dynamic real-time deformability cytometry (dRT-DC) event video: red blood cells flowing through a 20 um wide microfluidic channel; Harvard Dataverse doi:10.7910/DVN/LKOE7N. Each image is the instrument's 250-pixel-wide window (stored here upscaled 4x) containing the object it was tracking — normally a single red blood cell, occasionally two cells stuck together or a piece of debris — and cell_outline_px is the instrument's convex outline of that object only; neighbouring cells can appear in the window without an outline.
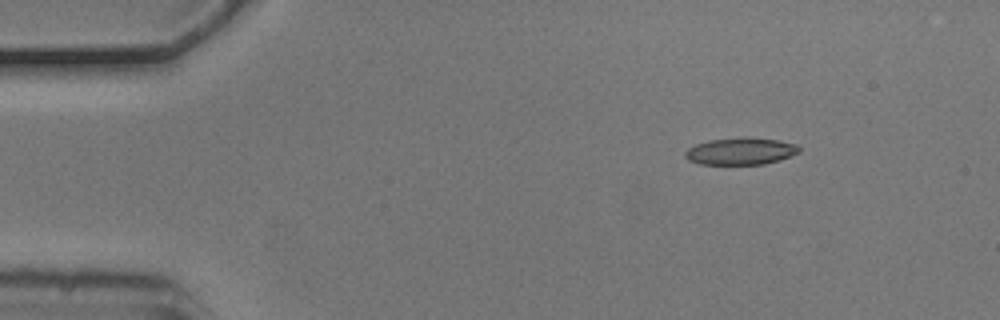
{"species": "common noctule bat (a hibernating species)", "species_latin": "Nyctalus noctula", "temperature_condition": "cold", "stored_images_in_passage": 4, "camera_frame_rate_fps": 3000, "um_per_image_px": 0.085, "animal": {"sex": "male", "body_mass_g": 20.5, "forearm_length_mm": 52.5}, "frame": {"image": 1, "passage_image": 2, "time_ms": 0.333, "image_size_px": [1000, 320], "cell_outline_px": [[800, 152], [780, 160], [764, 164], [700, 164], [688, 160], [684, 156], [684, 152], [688, 148], [696, 144], [708, 140], [776, 140], [796, 144], [800, 148]], "centroid_in_image_um": [62.93, 12.9], "position_along_channel_um": 22.1, "area_um2": 17.11}}